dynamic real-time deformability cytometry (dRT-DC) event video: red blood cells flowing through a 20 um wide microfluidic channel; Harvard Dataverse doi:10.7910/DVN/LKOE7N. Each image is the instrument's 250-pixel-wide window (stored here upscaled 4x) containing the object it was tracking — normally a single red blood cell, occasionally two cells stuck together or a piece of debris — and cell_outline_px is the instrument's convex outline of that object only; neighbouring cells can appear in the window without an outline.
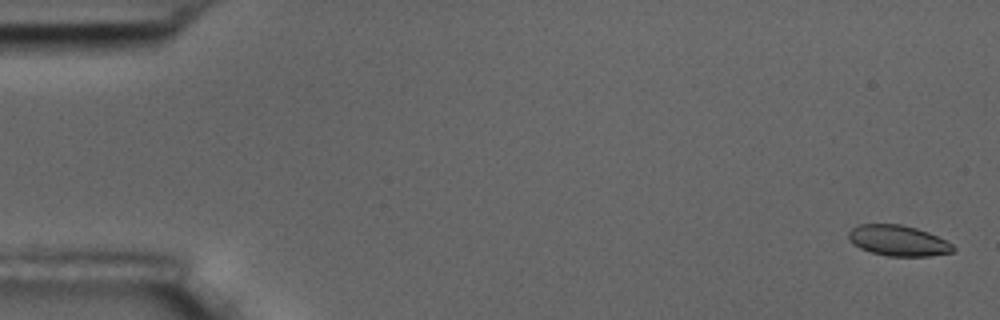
{"species": "common noctule bat (a hibernating species)", "species_latin": "Nyctalus noctula", "temperature_condition": "room temperature", "stored_images_in_passage": 5, "camera_frame_rate_fps": 3000, "um_per_image_px": 0.085, "animal": {"sex": "male", "body_mass_g": 17.5, "forearm_length_mm": 52.3}, "frame": {"image": 1, "passage_image": 1, "time_ms": 0.0, "image_size_px": [1000, 320], "cell_outline_px": [[956, 248], [952, 252], [928, 256], [888, 256], [872, 252], [860, 248], [848, 240], [848, 232], [852, 228], [860, 224], [900, 224], [916, 228], [928, 232], [952, 244]], "centroid_in_image_um": [76.32, 20.45], "position_along_channel_um": 8.7, "area_um2": 18.55}}
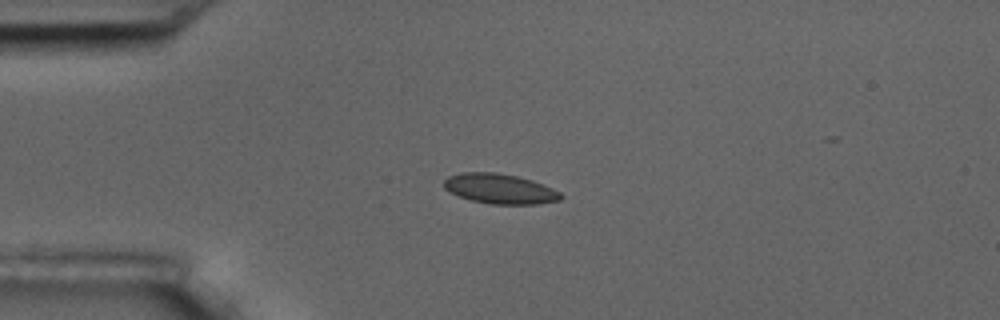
{"frame": {"image": 2, "passage_image": 4, "time_ms": 4.333, "image_size_px": [1000, 320], "cell_outline_px": [[564, 196], [560, 200], [536, 204], [488, 204], [472, 200], [460, 196], [444, 188], [444, 180], [448, 176], [460, 172], [496, 172], [516, 176], [532, 180], [552, 188], [560, 192]], "centroid_in_image_um": [42.49, 16.04], "position_along_channel_um": 42.5, "area_um2": 20.35}}